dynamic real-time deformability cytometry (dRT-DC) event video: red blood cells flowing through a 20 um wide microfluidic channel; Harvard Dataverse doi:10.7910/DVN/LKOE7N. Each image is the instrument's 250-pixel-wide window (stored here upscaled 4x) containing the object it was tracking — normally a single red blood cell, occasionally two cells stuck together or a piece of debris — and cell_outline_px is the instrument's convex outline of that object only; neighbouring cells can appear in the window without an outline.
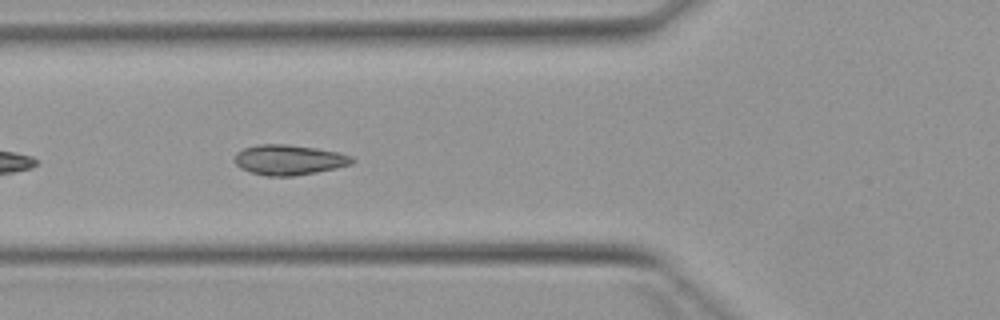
{"species": "Egyptian fruit bat (a non-hibernating species)", "species_latin": "Rousettus aegyptiacus", "temperature_condition": "warm", "stored_images_in_passage": 6, "camera_frame_rate_fps": 3000, "um_per_image_px": 0.085, "animal": {"sex": "female"}, "frame": {"image": 1, "passage_image": 4, "time_ms": 3.667, "image_size_px": [1000, 320], "cell_outline_px": [[356, 160], [352, 164], [336, 168], [316, 172], [292, 176], [264, 176], [240, 168], [236, 164], [236, 152], [244, 148], [256, 144], [288, 144], [316, 148], [340, 152], [352, 156]], "centroid_in_image_um": [24.59, 13.58], "position_along_channel_um": 101.2, "area_um2": 20.75}}
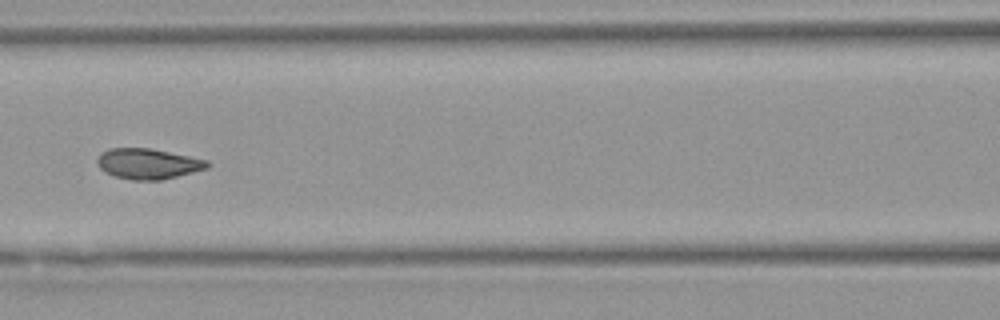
{"frame": {"image": 2, "passage_image": 5, "time_ms": 5.0, "image_size_px": [1000, 320], "cell_outline_px": [[212, 164], [208, 168], [160, 180], [132, 180], [116, 176], [100, 168], [96, 160], [100, 152], [108, 148], [148, 148], [208, 160]], "centroid_in_image_um": [12.58, 13.91], "position_along_channel_um": 154.0, "area_um2": 19.36}}
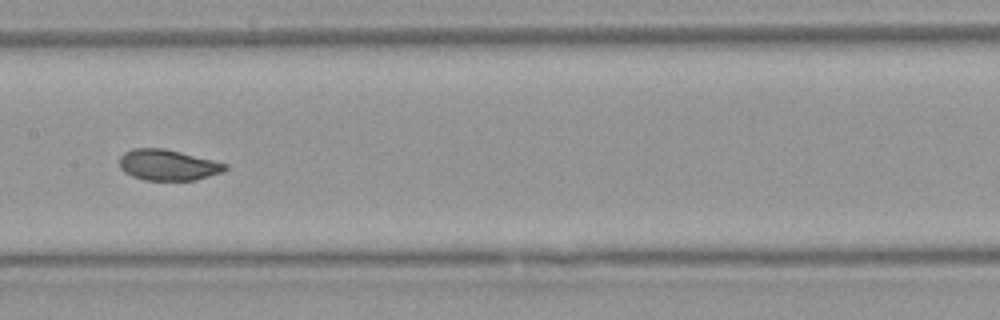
{"frame": {"image": 3, "passage_image": 6, "time_ms": 6.0, "image_size_px": [1000, 320], "cell_outline_px": [[228, 168], [224, 172], [196, 180], [144, 180], [132, 176], [124, 172], [120, 168], [120, 156], [124, 152], [132, 148], [164, 148], [228, 164]], "centroid_in_image_um": [14.27, 14.03], "position_along_channel_um": 193.1, "area_um2": 19.07}}